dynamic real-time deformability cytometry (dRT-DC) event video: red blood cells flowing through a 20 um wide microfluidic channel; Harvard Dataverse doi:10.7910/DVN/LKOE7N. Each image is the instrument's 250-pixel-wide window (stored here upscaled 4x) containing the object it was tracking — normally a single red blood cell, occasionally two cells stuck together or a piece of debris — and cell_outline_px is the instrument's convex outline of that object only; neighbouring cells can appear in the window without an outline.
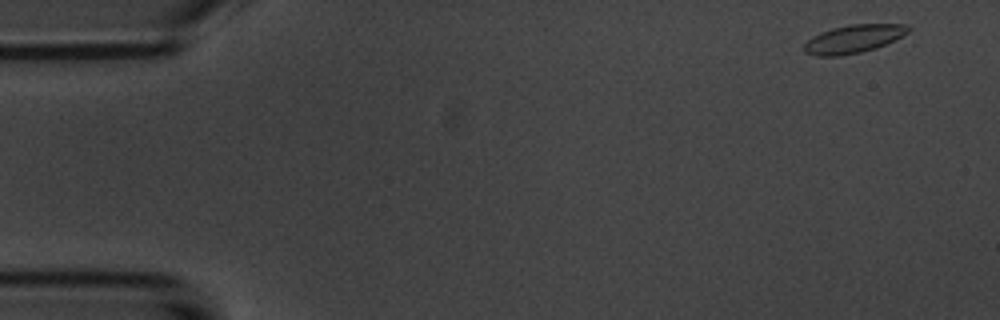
{"species": "common noctule bat (a hibernating species)", "species_latin": "Nyctalus noctula", "temperature_condition": "room temperature", "stored_images_in_passage": 4, "camera_frame_rate_fps": 3000, "um_per_image_px": 0.085, "animal": {"sex": "male", "body_mass_g": 20.1, "forearm_length_mm": 53.5}, "frame": {"image": 1, "passage_image": 1, "time_ms": 0.0, "image_size_px": [1000, 320], "cell_outline_px": [[912, 28], [908, 32], [876, 48], [860, 52], [840, 56], [816, 56], [804, 52], [804, 44], [812, 36], [820, 32], [832, 28], [852, 24], [908, 24]], "centroid_in_image_um": [72.52, 3.3], "position_along_channel_um": 12.5, "area_um2": 16.99}}